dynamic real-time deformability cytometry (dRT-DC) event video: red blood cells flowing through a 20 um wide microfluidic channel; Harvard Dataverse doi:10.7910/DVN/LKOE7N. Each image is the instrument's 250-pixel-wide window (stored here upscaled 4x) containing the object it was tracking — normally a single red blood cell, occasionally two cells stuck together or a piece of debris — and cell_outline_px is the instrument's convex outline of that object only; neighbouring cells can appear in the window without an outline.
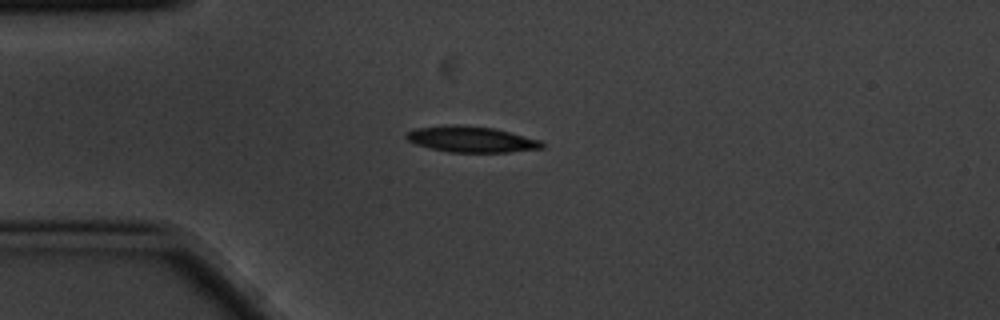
{"species": "common noctule bat (a hibernating species)", "species_latin": "Nyctalus noctula", "temperature_condition": "cold", "stored_images_in_passage": 3, "camera_frame_rate_fps": 3000, "um_per_image_px": 0.085, "animal": {"sex": "male", "body_mass_g": 20.1, "forearm_length_mm": 53.5}, "frame": {"image": 1, "passage_image": 3, "time_ms": 0.667, "image_size_px": [1000, 320], "cell_outline_px": [[544, 148], [508, 152], [448, 152], [416, 144], [408, 140], [404, 136], [408, 132], [416, 128], [448, 124], [460, 124], [496, 128], [540, 140], [544, 144]], "centroid_in_image_um": [40.07, 11.83], "position_along_channel_um": 44.9, "area_um2": 20.58}}